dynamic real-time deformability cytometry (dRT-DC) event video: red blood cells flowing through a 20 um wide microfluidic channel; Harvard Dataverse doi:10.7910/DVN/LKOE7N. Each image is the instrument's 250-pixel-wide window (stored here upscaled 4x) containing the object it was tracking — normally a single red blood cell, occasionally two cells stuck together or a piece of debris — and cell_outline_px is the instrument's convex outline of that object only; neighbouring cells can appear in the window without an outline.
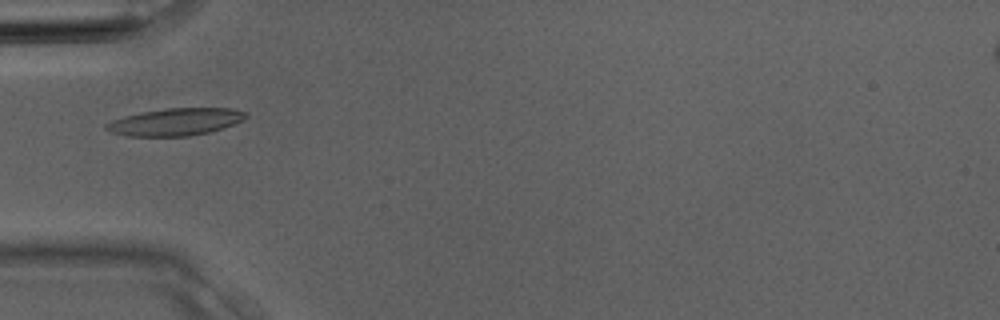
{"species": "Egyptian fruit bat (a non-hibernating species)", "species_latin": "Rousettus aegyptiacus", "temperature_condition": "room temperature", "stored_images_in_passage": 1, "camera_frame_rate_fps": 3000, "um_per_image_px": 0.085, "animal": {"sex": "male"}, "frame": {"image": 1, "passage_image": 1, "time_ms": 0.0, "image_size_px": [1000, 320], "cell_outline_px": [[248, 116], [244, 120], [224, 128], [208, 132], [188, 136], [128, 136], [112, 132], [104, 128], [104, 124], [112, 120], [124, 116], [140, 112], [168, 108], [232, 108], [248, 112]], "centroid_in_image_um": [14.94, 10.35], "position_along_channel_um": 70.1, "area_um2": 22.31}}